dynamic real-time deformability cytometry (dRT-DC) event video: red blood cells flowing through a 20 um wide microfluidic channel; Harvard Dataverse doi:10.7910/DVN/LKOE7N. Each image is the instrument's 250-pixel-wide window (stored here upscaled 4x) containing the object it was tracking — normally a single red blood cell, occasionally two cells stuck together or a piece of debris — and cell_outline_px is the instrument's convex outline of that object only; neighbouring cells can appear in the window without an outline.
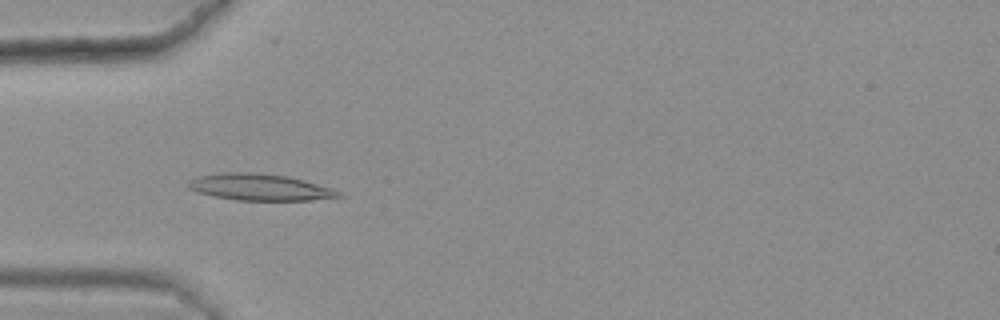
{"species": "common noctule bat (a hibernating species)", "species_latin": "Nyctalus noctula", "temperature_condition": "warm", "stored_images_in_passage": 48, "camera_frame_rate_fps": 3000, "um_per_image_px": 0.085, "animal": {"sex": "female", "body_mass_g": 25.1}, "frame": {"image": 1, "passage_image": 18, "time_ms": 5.667, "image_size_px": [1000, 320], "cell_outline_px": [[344, 196], [312, 200], [236, 200], [196, 192], [188, 188], [188, 184], [196, 176], [224, 172], [248, 172], [288, 176], [304, 180], [332, 188], [340, 192]], "centroid_in_image_um": [22.09, 15.91], "position_along_channel_um": 62.9, "area_um2": 23.12}}
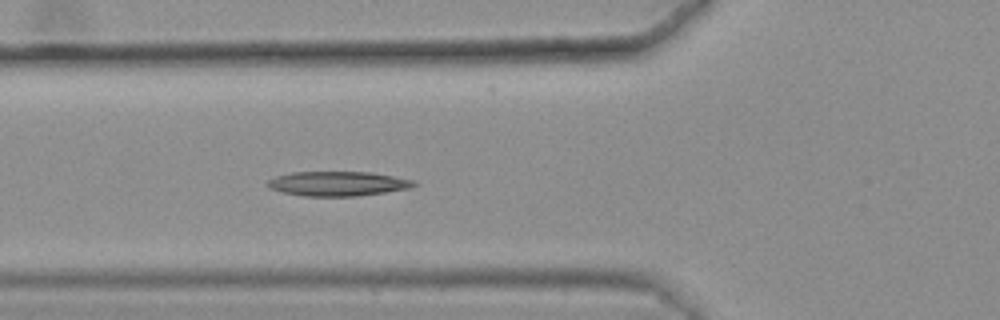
{"frame": {"image": 2, "passage_image": 21, "time_ms": 6.667, "image_size_px": [1000, 320], "cell_outline_px": [[416, 184], [408, 188], [384, 192], [356, 196], [304, 196], [284, 192], [272, 188], [264, 184], [268, 180], [276, 176], [292, 172], [372, 172], [416, 180]], "centroid_in_image_um": [28.71, 15.6], "position_along_channel_um": 97.1, "area_um2": 20.81}}
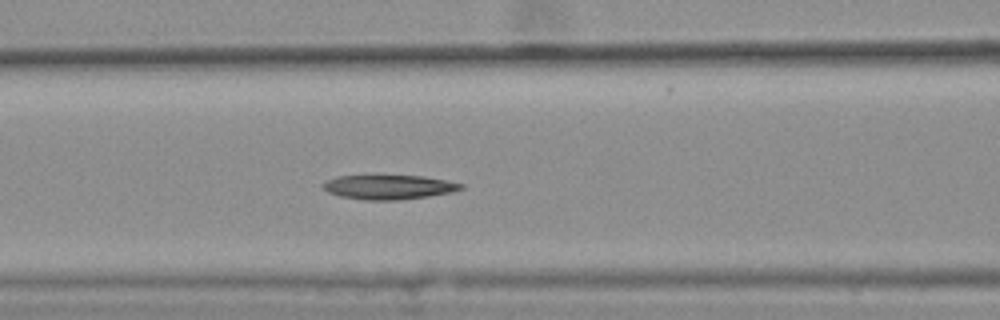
{"frame": {"image": 3, "passage_image": 24, "time_ms": 7.667, "image_size_px": [1000, 320], "cell_outline_px": [[464, 188], [452, 192], [428, 196], [400, 200], [364, 200], [340, 196], [328, 192], [320, 184], [324, 180], [336, 176], [424, 176], [464, 184]], "centroid_in_image_um": [33.01, 15.9], "position_along_channel_um": 133.6, "area_um2": 19.59}}